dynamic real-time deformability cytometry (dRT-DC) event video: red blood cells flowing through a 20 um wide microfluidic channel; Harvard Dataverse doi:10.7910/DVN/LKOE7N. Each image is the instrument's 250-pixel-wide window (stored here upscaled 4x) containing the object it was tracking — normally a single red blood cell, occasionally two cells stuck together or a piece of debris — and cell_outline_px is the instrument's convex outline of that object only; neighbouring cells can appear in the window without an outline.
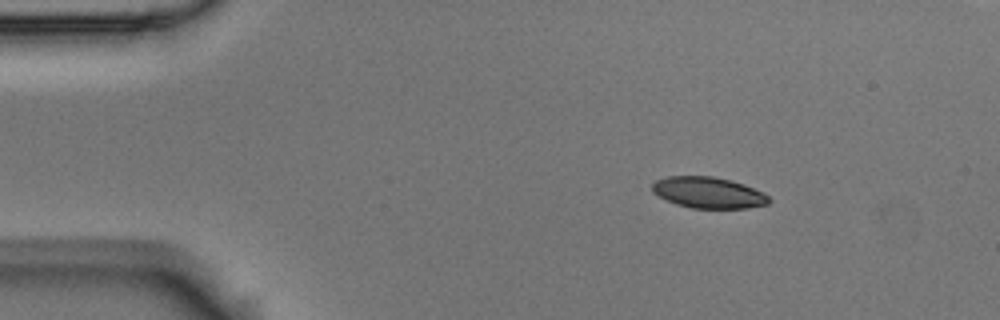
{"species": "Egyptian fruit bat (a non-hibernating species)", "species_latin": "Rousettus aegyptiacus", "temperature_condition": "room temperature", "stored_images_in_passage": 50, "camera_frame_rate_fps": 3000, "um_per_image_px": 0.085, "animal": {"sex": "male"}, "frame": {"image": 1, "passage_image": 1, "time_ms": 0.0, "image_size_px": [1000, 320], "cell_outline_px": [[772, 200], [768, 204], [748, 208], [692, 208], [676, 204], [652, 192], [652, 184], [656, 180], [668, 176], [712, 176], [732, 180], [744, 184], [764, 192]], "centroid_in_image_um": [60.25, 16.37], "position_along_channel_um": 24.8, "area_um2": 21.27}}
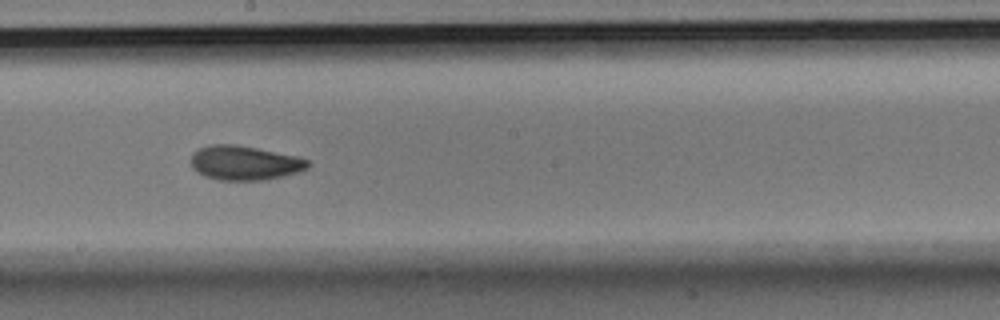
{"frame": {"image": 2, "passage_image": 24, "time_ms": 7.667, "image_size_px": [1000, 320], "cell_outline_px": [[312, 164], [308, 168], [284, 176], [264, 180], [220, 180], [204, 176], [196, 172], [192, 168], [192, 152], [200, 148], [212, 144], [236, 144], [296, 156], [308, 160]], "centroid_in_image_um": [20.78, 13.85], "position_along_channel_um": 227.4, "area_um2": 23.41}}
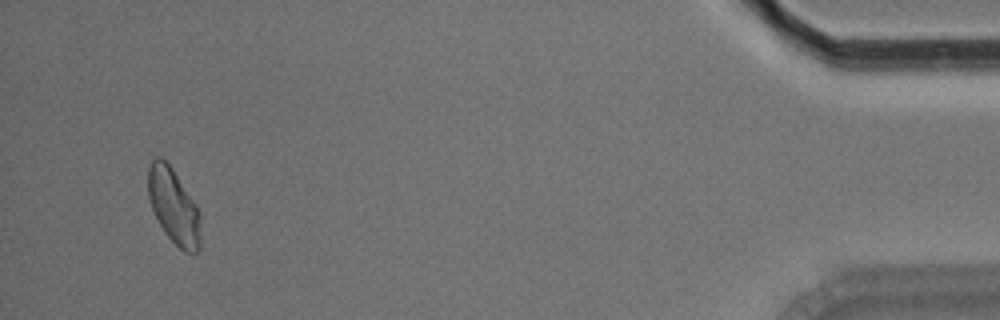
{"frame": {"image": 3, "passage_image": 47, "time_ms": 15.333, "image_size_px": [1000, 320], "cell_outline_px": [[200, 248], [192, 256], [184, 252], [164, 232], [152, 208], [148, 196], [148, 168], [152, 160], [156, 156], [160, 156], [172, 168], [196, 204], [200, 212]], "centroid_in_image_um": [14.78, 17.55], "position_along_channel_um": 420.4, "area_um2": 23.0}, "authors_computed_cell_mechanics": {"area_um2": 23.0044, "velocity_mm_per_s": 3.5203, "shape_relaxation_time_tau1_ms": 5.5917, "shape_relaxation_time_tau2_ms": 2.6567, "deformation_change_tau1": 0.1228, "deformation_change_tau2": 0.074}}